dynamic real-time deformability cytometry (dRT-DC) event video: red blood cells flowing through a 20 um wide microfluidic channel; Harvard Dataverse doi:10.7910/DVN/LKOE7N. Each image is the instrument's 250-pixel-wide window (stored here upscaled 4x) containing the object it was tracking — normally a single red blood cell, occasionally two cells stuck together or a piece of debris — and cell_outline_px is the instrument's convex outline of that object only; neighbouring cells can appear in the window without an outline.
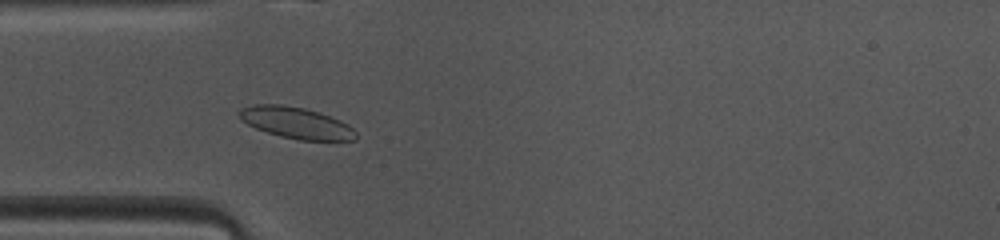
{"species": "common noctule bat (a hibernating species)", "species_latin": "Nyctalus noctula", "temperature_condition": "warm", "stored_images_in_passage": 47, "camera_frame_rate_fps": 3000, "um_per_image_px": 0.085, "animal": {"sex": "female", "body_mass_g": 10.0, "forearm_length_mm": 53.1}, "frame": {"image": 1, "passage_image": 12, "time_ms": 3.667, "image_size_px": [1000, 240], "cell_outline_px": [[356, 140], [300, 140], [280, 136], [256, 128], [240, 120], [236, 112], [240, 108], [252, 104], [280, 104], [304, 108], [320, 112], [340, 120], [348, 124], [356, 132]], "centroid_in_image_um": [25.13, 10.42], "position_along_channel_um": 59.9, "area_um2": 21.44}}
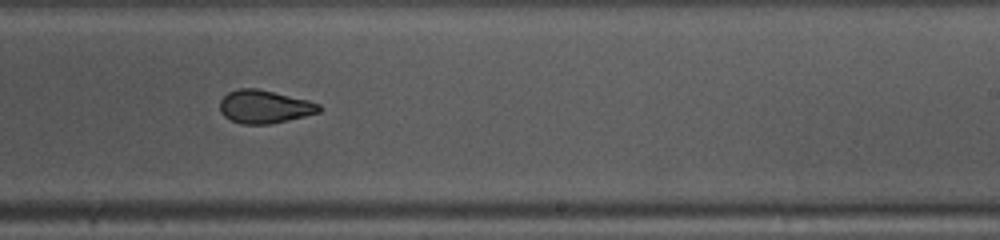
{"frame": {"image": 2, "passage_image": 27, "time_ms": 8.667, "image_size_px": [1000, 240], "cell_outline_px": [[320, 112], [288, 120], [268, 124], [240, 124], [224, 116], [220, 112], [220, 100], [228, 92], [240, 88], [256, 88], [308, 100], [320, 104]], "centroid_in_image_um": [22.46, 9.07], "position_along_channel_um": 266.5, "area_um2": 19.02}}
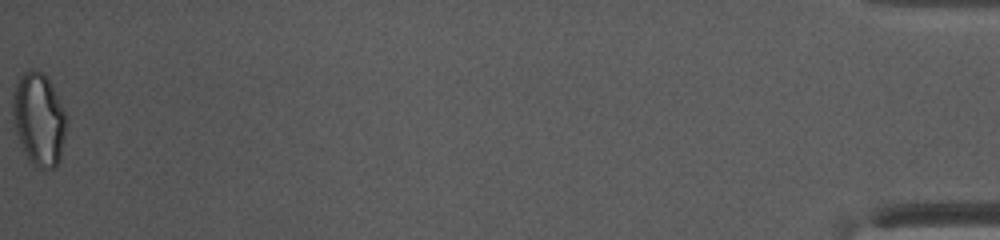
{"frame": {"image": 3, "passage_image": 47, "time_ms": 15.333, "image_size_px": [1000, 240], "cell_outline_px": [[64, 140], [60, 160], [52, 168], [40, 168], [32, 164], [28, 160], [20, 144], [16, 132], [12, 116], [12, 96], [16, 84], [20, 76], [28, 68], [32, 68], [40, 72], [52, 84], [64, 108]], "centroid_in_image_um": [3.27, 10.12], "position_along_channel_um": 431.9, "area_um2": 28.84}, "authors_computed_cell_mechanics": {"area_um2": 20.519, "velocity_mm_per_s": 4.1292, "shape_relaxation_time_tau1_ms": 8.0098, "shape_relaxation_time_tau2_ms": 1.3229, "deformation_change_tau1": 0.1998, "deformation_change_tau2": 0.0636}}